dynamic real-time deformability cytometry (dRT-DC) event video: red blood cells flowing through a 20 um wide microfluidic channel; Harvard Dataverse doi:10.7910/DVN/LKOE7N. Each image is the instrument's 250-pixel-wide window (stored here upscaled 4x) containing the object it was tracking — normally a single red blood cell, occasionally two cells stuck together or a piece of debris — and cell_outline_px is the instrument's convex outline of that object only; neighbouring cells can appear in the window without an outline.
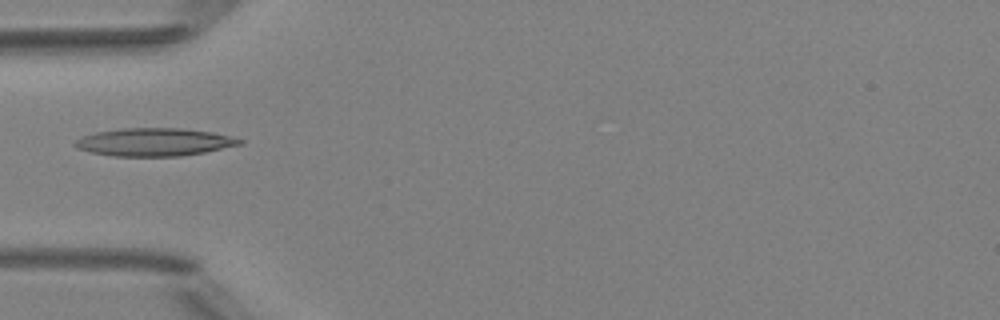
{"species": "Egyptian fruit bat (a non-hibernating species)", "species_latin": "Rousettus aegyptiacus", "temperature_condition": "room temperature", "stored_images_in_passage": 2, "camera_frame_rate_fps": 3000, "um_per_image_px": 0.085, "animal": {"sex": "female"}, "frame": {"image": 1, "passage_image": 2, "time_ms": 1.0, "image_size_px": [1000, 320], "cell_outline_px": [[244, 140], [240, 144], [204, 152], [180, 156], [112, 156], [92, 152], [76, 148], [72, 144], [76, 140], [84, 136], [96, 132], [124, 128], [184, 128], [212, 132]], "centroid_in_image_um": [13.08, 12.07], "position_along_channel_um": 71.9, "area_um2": 26.53}}